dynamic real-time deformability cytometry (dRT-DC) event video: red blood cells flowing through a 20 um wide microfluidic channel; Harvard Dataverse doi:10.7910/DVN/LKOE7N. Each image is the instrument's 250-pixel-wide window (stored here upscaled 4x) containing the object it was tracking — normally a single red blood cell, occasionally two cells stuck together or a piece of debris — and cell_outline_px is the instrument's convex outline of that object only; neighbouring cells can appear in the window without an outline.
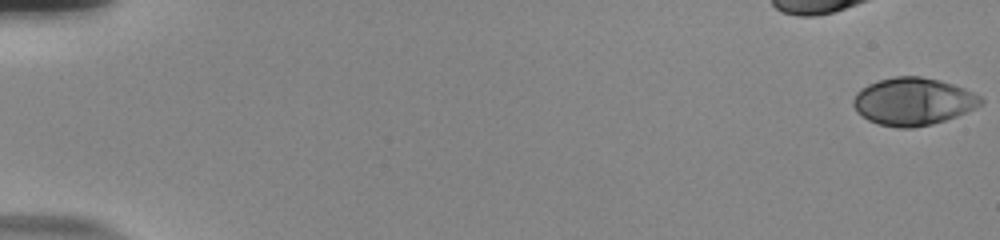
{"species": "human", "species_latin": "Homo sapiens", "temperature_condition": "room temperature", "stored_images_in_passage": 57, "camera_frame_rate_fps": 3000, "um_per_image_px": 0.085, "donor": {"sex": "male"}, "frame": {"image": 1, "passage_image": 1, "time_ms": 0.0, "image_size_px": [1000, 240], "cell_outline_px": [[984, 104], [976, 108], [956, 116], [932, 124], [912, 128], [896, 128], [880, 124], [868, 120], [856, 112], [852, 104], [852, 100], [856, 92], [860, 88], [868, 84], [880, 80], [896, 76], [920, 76], [940, 80], [964, 88], [980, 96], [984, 100]], "centroid_in_image_um": [77.6, 8.63], "position_along_channel_um": 7.4, "area_um2": 35.49}}
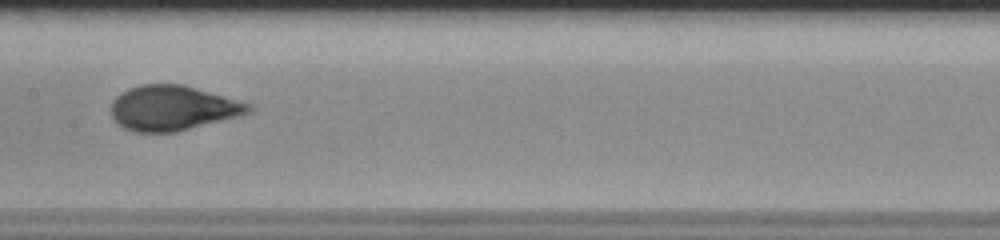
{"frame": {"image": 2, "passage_image": 31, "time_ms": 10.0, "image_size_px": [1000, 240], "cell_outline_px": [[252, 112], [240, 116], [176, 132], [132, 132], [116, 124], [112, 116], [112, 100], [116, 96], [128, 88], [140, 84], [184, 84], [252, 104]], "centroid_in_image_um": [14.68, 9.18], "position_along_channel_um": 192.7, "area_um2": 36.3}}
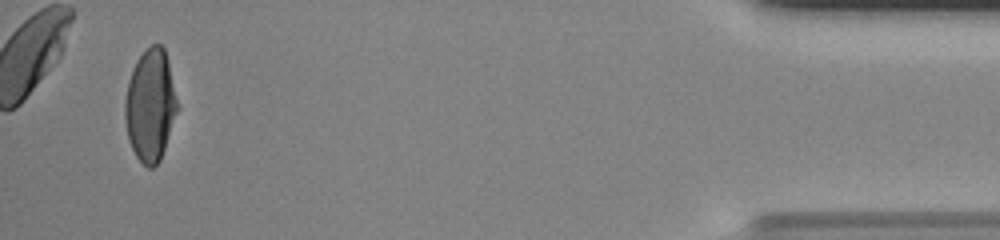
{"frame": {"image": 3, "passage_image": 55, "time_ms": 18.0, "image_size_px": [1000, 240], "cell_outline_px": [[180, 108], [160, 160], [152, 168], [148, 168], [136, 156], [128, 140], [124, 116], [124, 100], [128, 80], [132, 68], [136, 60], [152, 44], [160, 44], [164, 48], [168, 60]], "centroid_in_image_um": [12.79, 8.95], "position_along_channel_um": 422.4, "area_um2": 34.68}, "authors_computed_cell_mechanics": {"area_um2": 35.4892, "velocity_mm_per_s": 3.7266, "shape_relaxation_time_tau1_ms": 6.0596, "shape_relaxation_time_tau2_ms": null, "deformation_change_tau1": 0.2425, "deformation_change_tau2": null}}